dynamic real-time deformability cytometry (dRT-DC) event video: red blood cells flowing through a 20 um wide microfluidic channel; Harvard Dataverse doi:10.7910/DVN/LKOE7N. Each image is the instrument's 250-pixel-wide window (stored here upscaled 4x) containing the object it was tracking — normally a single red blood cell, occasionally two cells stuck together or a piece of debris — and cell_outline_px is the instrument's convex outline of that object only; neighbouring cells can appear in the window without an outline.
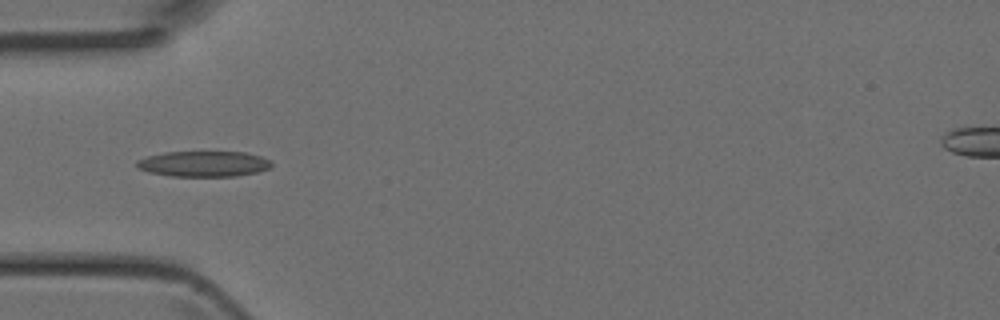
{"species": "Egyptian fruit bat (a non-hibernating species)", "species_latin": "Rousettus aegyptiacus", "temperature_condition": "room temperature", "stored_images_in_passage": 3, "camera_frame_rate_fps": 3000, "um_per_image_px": 0.085, "animal": {"sex": "female"}, "frame": {"image": 1, "passage_image": 3, "time_ms": 0.667, "image_size_px": [1000, 320], "cell_outline_px": [[272, 164], [268, 168], [256, 172], [236, 176], [172, 176], [148, 172], [136, 168], [136, 160], [148, 156], [164, 152], [244, 152], [260, 156], [272, 160]], "centroid_in_image_um": [17.28, 13.92], "position_along_channel_um": 67.7, "area_um2": 20.11}}